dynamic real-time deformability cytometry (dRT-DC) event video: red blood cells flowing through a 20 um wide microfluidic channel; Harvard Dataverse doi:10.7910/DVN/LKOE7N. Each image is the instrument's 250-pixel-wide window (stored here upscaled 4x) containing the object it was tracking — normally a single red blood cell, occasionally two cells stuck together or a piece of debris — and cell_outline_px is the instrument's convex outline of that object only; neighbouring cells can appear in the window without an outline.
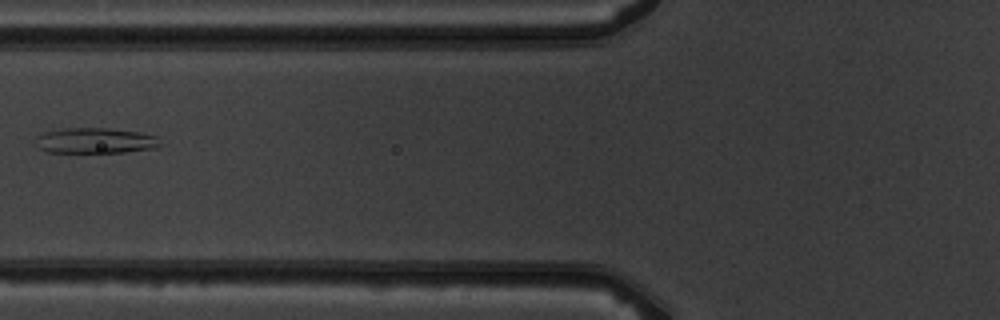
{"species": "common noctule bat (a hibernating species)", "species_latin": "Nyctalus noctula", "temperature_condition": "warm", "stored_images_in_passage": 3, "camera_frame_rate_fps": 3000, "um_per_image_px": 0.085, "animal": {"sex": "male", "body_mass_g": 19.5, "forearm_length_mm": 54.6}, "frame": {"image": 1, "passage_image": 2, "time_ms": 1.333, "image_size_px": [1000, 320], "cell_outline_px": [[160, 144], [156, 148], [124, 152], [48, 152], [40, 148], [36, 136], [44, 132], [64, 128], [108, 128], [140, 132], [156, 136]], "centroid_in_image_um": [8.12, 11.95], "position_along_channel_um": 117.7, "area_um2": 18.32}}